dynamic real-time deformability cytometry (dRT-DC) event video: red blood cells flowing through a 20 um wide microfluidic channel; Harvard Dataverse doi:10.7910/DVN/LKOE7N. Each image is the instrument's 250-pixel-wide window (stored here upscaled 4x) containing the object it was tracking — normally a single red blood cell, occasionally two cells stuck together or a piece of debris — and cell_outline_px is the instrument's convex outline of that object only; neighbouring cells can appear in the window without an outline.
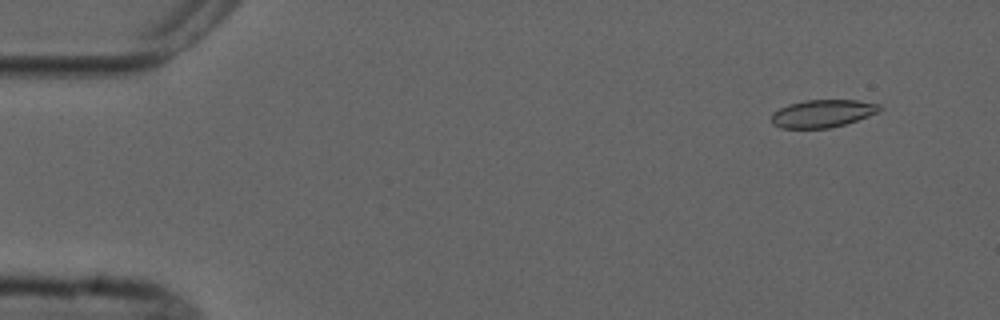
{"species": "common noctule bat (a hibernating species)", "species_latin": "Nyctalus noctula", "temperature_condition": "cold", "stored_images_in_passage": 8, "camera_frame_rate_fps": 3000, "um_per_image_px": 0.085, "animal": {"sex": "male", "forearm_length_mm": 52.5}, "frame": {"image": 1, "passage_image": 2, "time_ms": 1.333, "image_size_px": [1000, 320], "cell_outline_px": [[884, 108], [868, 116], [844, 124], [828, 128], [780, 128], [772, 124], [772, 112], [788, 104], [804, 100], [856, 100], [880, 104]], "centroid_in_image_um": [69.9, 9.64], "position_along_channel_um": 15.1, "area_um2": 17.4}}
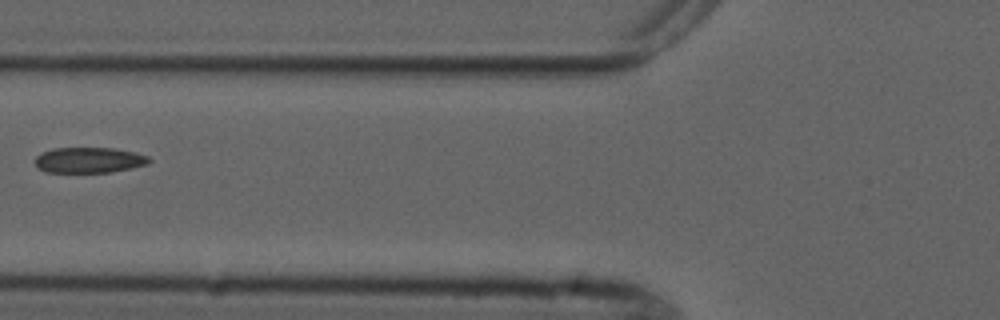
{"frame": {"image": 2, "passage_image": 7, "time_ms": 7.0, "image_size_px": [1000, 320], "cell_outline_px": [[152, 160], [148, 164], [132, 168], [112, 172], [44, 172], [36, 168], [36, 156], [40, 152], [52, 148], [112, 148], [136, 152], [148, 156]], "centroid_in_image_um": [7.56, 13.61], "position_along_channel_um": 118.2, "area_um2": 17.22}}
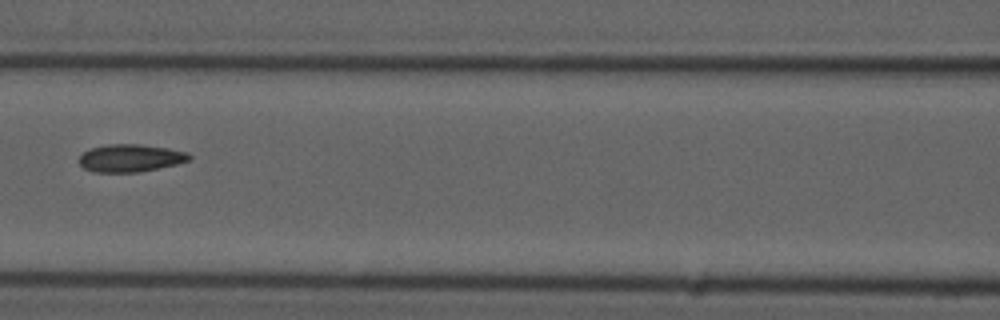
{"frame": {"image": 3, "passage_image": 8, "time_ms": 8.0, "image_size_px": [1000, 320], "cell_outline_px": [[192, 160], [176, 164], [140, 172], [92, 172], [84, 168], [80, 164], [80, 156], [84, 152], [92, 148], [108, 144], [140, 144], [168, 148], [188, 152], [192, 156]], "centroid_in_image_um": [11.12, 13.43], "position_along_channel_um": 155.5, "area_um2": 17.74}}